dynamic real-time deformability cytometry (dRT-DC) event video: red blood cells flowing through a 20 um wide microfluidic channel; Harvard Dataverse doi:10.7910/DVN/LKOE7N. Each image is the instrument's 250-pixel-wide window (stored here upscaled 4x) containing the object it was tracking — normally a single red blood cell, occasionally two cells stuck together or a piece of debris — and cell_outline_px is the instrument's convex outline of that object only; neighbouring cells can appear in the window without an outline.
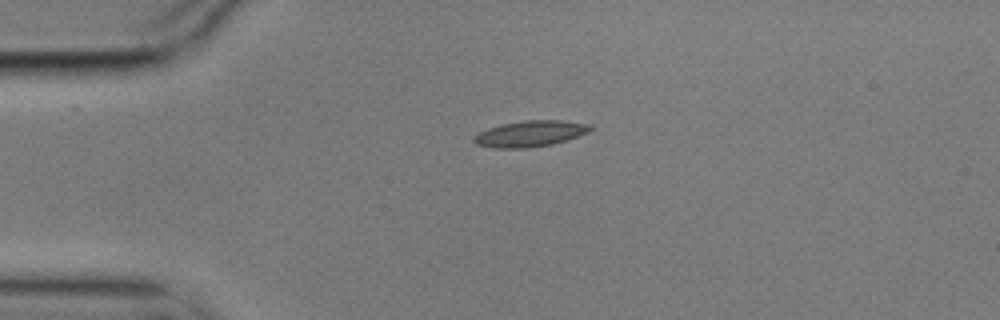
{"species": "common noctule bat (a hibernating species)", "species_latin": "Nyctalus noctula", "temperature_condition": "cold", "stored_images_in_passage": 1, "camera_frame_rate_fps": 3000, "um_per_image_px": 0.085, "animal": {"sex": "male", "body_mass_g": 17.9}, "frame": {"image": 1, "passage_image": 1, "time_ms": 0.0, "image_size_px": [1000, 320], "cell_outline_px": [[592, 128], [588, 132], [552, 144], [528, 148], [492, 148], [476, 144], [472, 140], [472, 136], [488, 128], [500, 124], [524, 120], [560, 120], [592, 124]], "centroid_in_image_um": [45.02, 11.36], "position_along_channel_um": 40.0, "area_um2": 17.69}}